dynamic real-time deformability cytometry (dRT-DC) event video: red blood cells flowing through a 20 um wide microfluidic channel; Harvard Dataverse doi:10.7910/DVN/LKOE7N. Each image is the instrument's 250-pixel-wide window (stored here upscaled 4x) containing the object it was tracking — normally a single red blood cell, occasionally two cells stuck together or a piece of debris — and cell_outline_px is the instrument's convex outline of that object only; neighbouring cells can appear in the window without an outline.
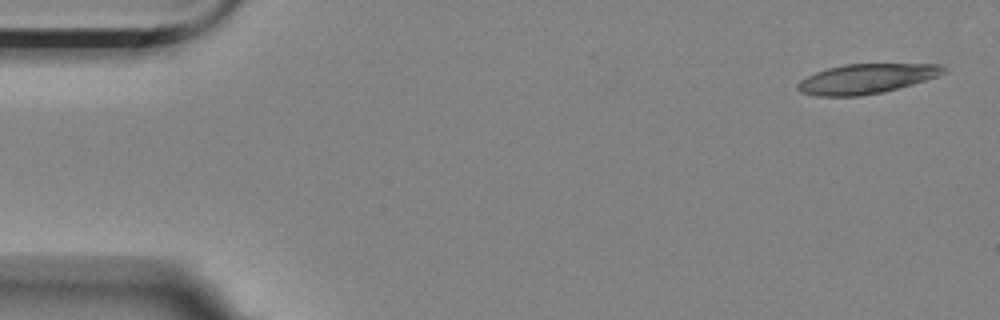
{"species": "Egyptian fruit bat (a non-hibernating species)", "species_latin": "Rousettus aegyptiacus", "temperature_condition": "room temperature", "stored_images_in_passage": 4, "camera_frame_rate_fps": 3000, "um_per_image_px": 0.085, "animal": {"sex": "female"}, "frame": {"image": 1, "passage_image": 1, "time_ms": 0.0, "image_size_px": [1000, 320], "cell_outline_px": [[948, 72], [912, 84], [884, 92], [860, 96], [816, 96], [800, 92], [796, 88], [796, 84], [800, 80], [816, 72], [828, 68], [844, 64], [944, 64], [948, 68]], "centroid_in_image_um": [73.65, 6.69], "position_along_channel_um": 11.4, "area_um2": 25.37}}
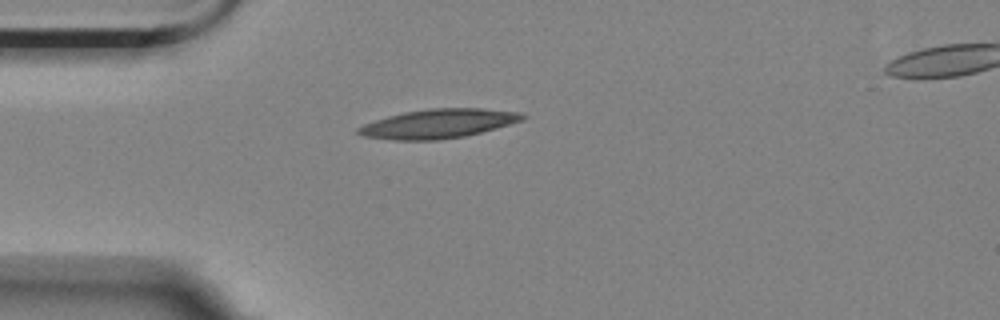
{"frame": {"image": 2, "passage_image": 4, "time_ms": 1.0, "image_size_px": [1000, 320], "cell_outline_px": [[528, 116], [524, 120], [496, 128], [464, 136], [436, 140], [396, 140], [364, 136], [356, 132], [356, 128], [364, 124], [388, 116], [404, 112], [428, 108], [480, 108], [516, 112]], "centroid_in_image_um": [37.25, 10.51], "position_along_channel_um": 47.7, "area_um2": 27.63}}